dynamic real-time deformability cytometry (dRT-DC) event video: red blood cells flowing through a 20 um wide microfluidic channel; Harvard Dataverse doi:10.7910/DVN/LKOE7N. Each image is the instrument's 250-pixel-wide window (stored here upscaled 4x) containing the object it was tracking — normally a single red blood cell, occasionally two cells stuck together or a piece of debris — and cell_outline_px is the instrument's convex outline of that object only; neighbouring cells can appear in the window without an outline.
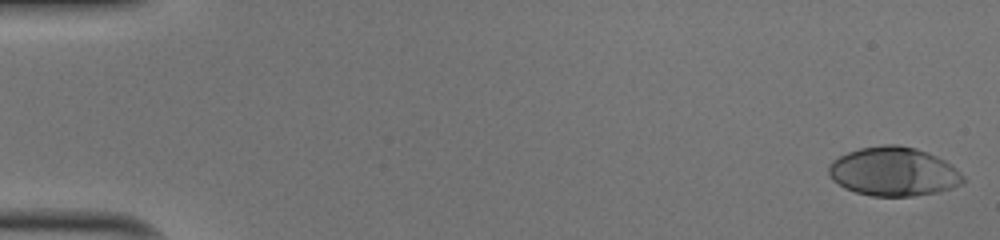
{"species": "human", "species_latin": "Homo sapiens", "temperature_condition": "cold", "stored_images_in_passage": 51, "camera_frame_rate_fps": 3000, "um_per_image_px": 0.085, "donor": {"sex": "male"}, "frame": {"image": 1, "passage_image": 1, "time_ms": 0.0, "image_size_px": [1000, 240], "cell_outline_px": [[968, 180], [964, 184], [952, 188], [936, 192], [912, 196], [872, 196], [856, 192], [844, 188], [832, 180], [828, 172], [828, 164], [832, 160], [848, 152], [860, 148], [884, 144], [896, 144], [916, 148], [936, 156], [944, 160], [960, 172]], "centroid_in_image_um": [75.96, 14.59], "position_along_channel_um": 9.0, "area_um2": 38.49}}
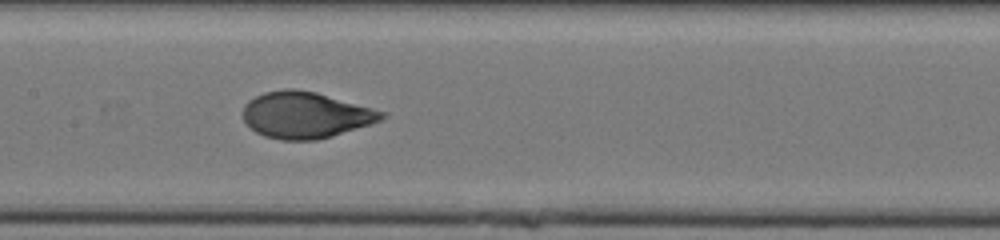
{"frame": {"image": 2, "passage_image": 26, "time_ms": 8.333, "image_size_px": [1000, 240], "cell_outline_px": [[388, 116], [380, 120], [332, 136], [316, 140], [280, 140], [264, 136], [256, 132], [244, 120], [244, 104], [248, 100], [264, 92], [284, 88], [292, 88], [316, 92], [372, 108], [384, 112]], "centroid_in_image_um": [25.94, 9.77], "position_along_channel_um": 181.5, "area_um2": 37.17}}
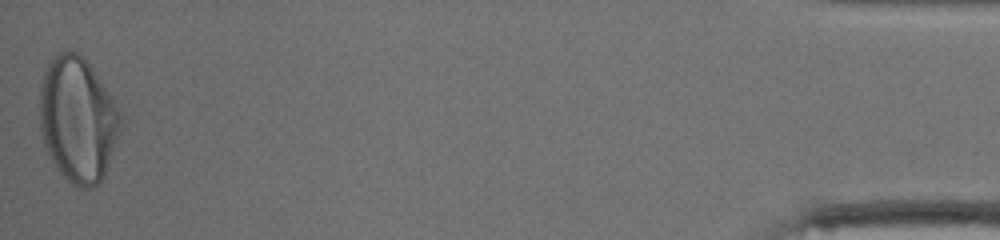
{"frame": {"image": 3, "passage_image": 51, "time_ms": 16.667, "image_size_px": [1000, 240], "cell_outline_px": [[120, 124], [104, 176], [100, 184], [92, 188], [80, 188], [72, 184], [60, 172], [52, 160], [44, 144], [40, 128], [40, 84], [44, 72], [52, 56], [60, 52], [76, 52], [84, 56], [116, 100], [120, 112]], "centroid_in_image_um": [6.6, 10.13], "position_along_channel_um": 428.6, "area_um2": 58.78}, "authors_computed_cell_mechanics": {"area_um2": 37.5122, "velocity_mm_per_s": 4.0177, "shape_relaxation_time_tau1_ms": 3.3111, "shape_relaxation_time_tau2_ms": null, "deformation_change_tau1": 0.1938, "deformation_change_tau2": null}}